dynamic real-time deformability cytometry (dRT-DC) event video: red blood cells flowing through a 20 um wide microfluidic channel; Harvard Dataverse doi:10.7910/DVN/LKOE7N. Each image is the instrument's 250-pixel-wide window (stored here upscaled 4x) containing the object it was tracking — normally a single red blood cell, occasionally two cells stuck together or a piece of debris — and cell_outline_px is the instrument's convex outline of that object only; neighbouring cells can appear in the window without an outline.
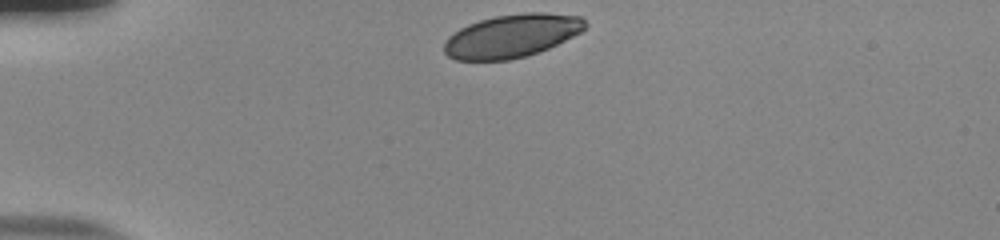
{"species": "human", "species_latin": "Homo sapiens", "temperature_condition": "room temperature", "stored_images_in_passage": 34, "camera_frame_rate_fps": 3000, "um_per_image_px": 0.085, "donor": {"sex": "male"}, "frame": {"image": 1, "passage_image": 1, "time_ms": 0.0, "image_size_px": [1000, 240], "cell_outline_px": [[588, 24], [580, 32], [548, 48], [528, 56], [508, 60], [456, 60], [448, 56], [444, 52], [444, 40], [448, 36], [460, 28], [468, 24], [480, 20], [496, 16], [524, 12], [544, 12], [580, 16]], "centroid_in_image_um": [43.47, 3.05], "position_along_channel_um": 41.5, "area_um2": 35.49}}
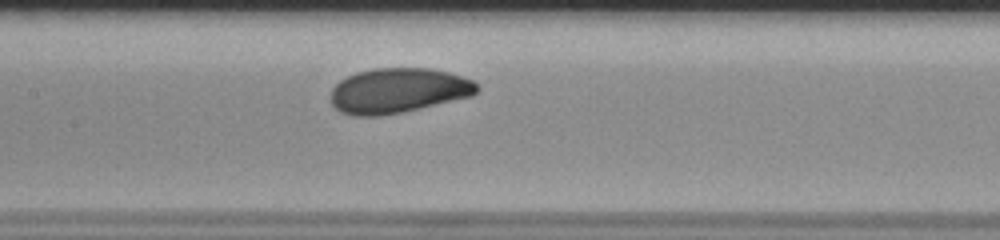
{"frame": {"image": 2, "passage_image": 15, "time_ms": 4.667, "image_size_px": [1000, 240], "cell_outline_px": [[480, 88], [472, 96], [404, 112], [380, 116], [352, 116], [340, 112], [332, 104], [328, 96], [332, 88], [340, 80], [356, 72], [376, 68], [432, 68], [448, 72], [472, 80]], "centroid_in_image_um": [33.81, 7.71], "position_along_channel_um": 173.6, "area_um2": 38.61}}
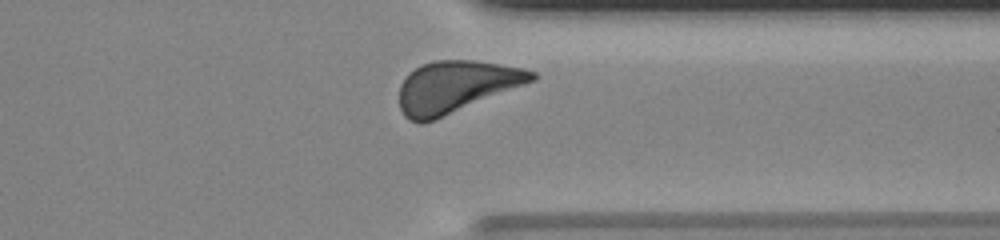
{"frame": {"image": 3, "passage_image": 31, "time_ms": 10.0, "image_size_px": [1000, 240], "cell_outline_px": [[536, 80], [436, 120], [424, 124], [420, 124], [408, 120], [404, 116], [400, 108], [400, 84], [420, 64], [436, 60], [472, 60], [524, 68], [536, 72]], "centroid_in_image_um": [38.75, 7.39], "position_along_channel_um": 372.6, "area_um2": 40.06}, "authors_computed_cell_mechanics": {"area_um2": 38.0035, "velocity_mm_per_s": 3.7423, "shape_relaxation_time_tau1_ms": 1.3086, "shape_relaxation_time_tau2_ms": null, "deformation_change_tau1": 0.0703, "deformation_change_tau2": null}}